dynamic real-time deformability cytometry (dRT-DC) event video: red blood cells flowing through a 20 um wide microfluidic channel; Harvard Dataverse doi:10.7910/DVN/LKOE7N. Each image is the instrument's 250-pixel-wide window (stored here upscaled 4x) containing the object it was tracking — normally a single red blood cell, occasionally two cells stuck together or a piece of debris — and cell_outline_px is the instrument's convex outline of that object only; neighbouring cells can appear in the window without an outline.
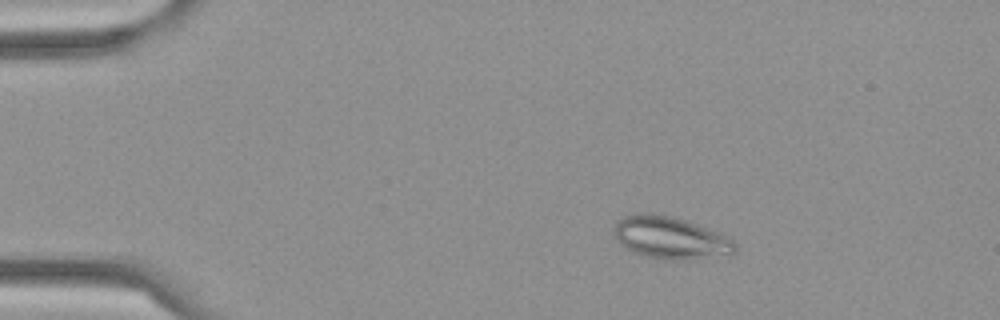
{"species": "Egyptian fruit bat (a non-hibernating species)", "species_latin": "Rousettus aegyptiacus", "temperature_condition": "cold", "stored_images_in_passage": 58, "camera_frame_rate_fps": 3000, "um_per_image_px": 0.085, "frame": {"image": 1, "passage_image": 10, "time_ms": 3.0, "image_size_px": [1000, 320], "cell_outline_px": [[736, 252], [688, 260], [676, 260], [644, 256], [632, 252], [620, 244], [616, 240], [612, 232], [616, 220], [632, 212], [652, 212], [684, 220], [720, 232], [728, 236], [736, 244]], "centroid_in_image_um": [56.91, 20.18], "position_along_channel_um": 28.1, "area_um2": 30.06}}
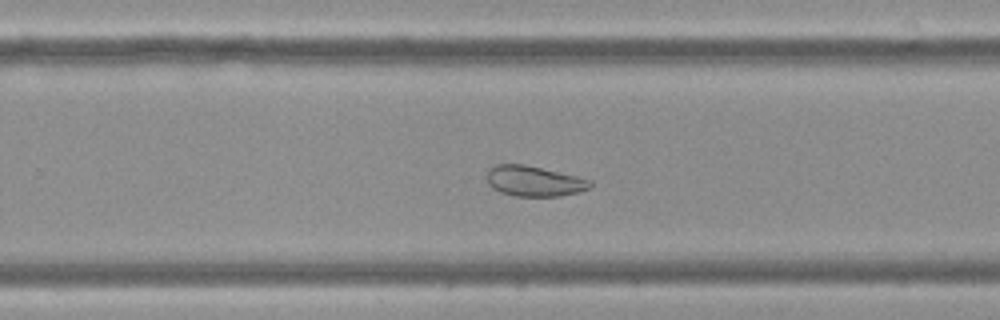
{"frame": {"image": 2, "passage_image": 38, "time_ms": 12.333, "image_size_px": [1000, 320], "cell_outline_px": [[592, 184], [588, 188], [580, 192], [560, 196], [516, 196], [500, 192], [492, 188], [488, 184], [488, 172], [496, 164], [524, 164], [576, 176], [592, 180]], "centroid_in_image_um": [45.41, 15.4], "position_along_channel_um": 284.4, "area_um2": 18.15}}
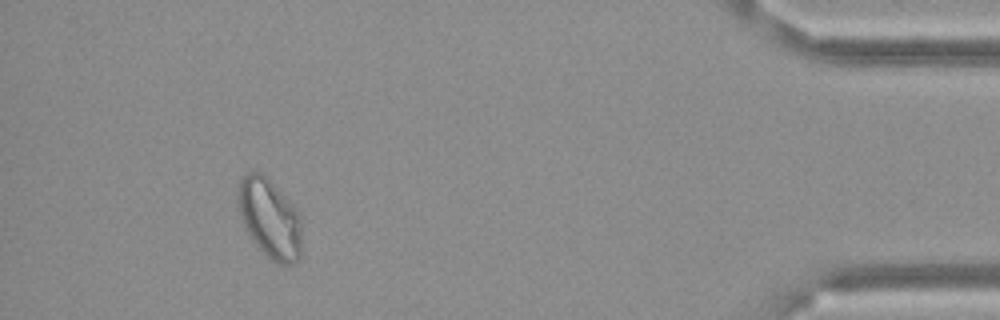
{"frame": {"image": 3, "passage_image": 54, "time_ms": 17.667, "image_size_px": [1000, 320], "cell_outline_px": [[300, 256], [292, 264], [280, 264], [272, 260], [256, 244], [248, 232], [240, 216], [236, 200], [236, 188], [240, 180], [248, 172], [260, 172], [268, 176], [300, 212]], "centroid_in_image_um": [22.9, 18.49], "position_along_channel_um": 412.3, "area_um2": 29.59}, "authors_computed_cell_mechanics": {"area_um2": 26.7903, "velocity_mm_per_s": 3.4746, "shape_relaxation_time_tau1_ms": null, "shape_relaxation_time_tau2_ms": 2.3655, "deformation_change_tau1": null, "deformation_change_tau2": 0.047}}